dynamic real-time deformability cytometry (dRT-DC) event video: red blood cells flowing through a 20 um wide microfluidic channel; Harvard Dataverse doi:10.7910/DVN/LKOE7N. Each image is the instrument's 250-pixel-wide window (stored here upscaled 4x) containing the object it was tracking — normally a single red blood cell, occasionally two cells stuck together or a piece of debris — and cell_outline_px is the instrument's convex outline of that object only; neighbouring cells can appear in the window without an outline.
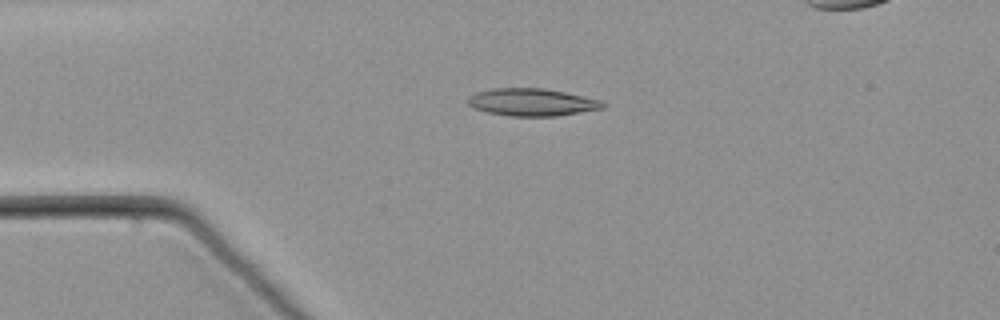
{"species": "common noctule bat (a hibernating species)", "species_latin": "Nyctalus noctula", "temperature_condition": "warm", "stored_images_in_passage": 56, "camera_frame_rate_fps": 3000, "um_per_image_px": 0.085, "animal": {"sex": "male", "body_mass_g": 21.5, "forearm_length_mm": 52.0}, "frame": {"image": 1, "passage_image": 14, "time_ms": 4.333, "image_size_px": [1000, 320], "cell_outline_px": [[604, 108], [556, 116], [508, 116], [488, 112], [472, 108], [468, 104], [468, 96], [476, 92], [492, 88], [544, 88], [564, 92], [600, 100], [604, 104]], "centroid_in_image_um": [45.16, 8.68], "position_along_channel_um": 39.8, "area_um2": 21.5}}
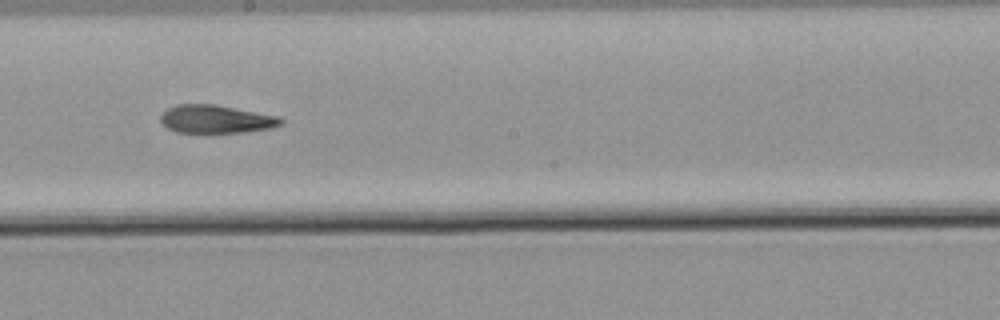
{"frame": {"image": 2, "passage_image": 33, "time_ms": 10.667, "image_size_px": [1000, 320], "cell_outline_px": [[284, 120], [280, 124], [272, 128], [240, 132], [176, 132], [168, 128], [160, 120], [160, 116], [168, 108], [176, 104], [212, 104], [280, 116]], "centroid_in_image_um": [18.36, 10.12], "position_along_channel_um": 229.8, "area_um2": 19.48}}
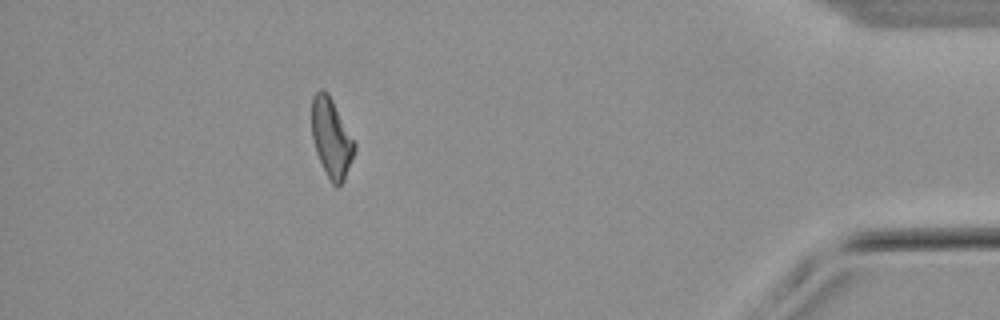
{"frame": {"image": 3, "passage_image": 53, "time_ms": 17.333, "image_size_px": [1000, 320], "cell_outline_px": [[356, 148], [344, 180], [340, 188], [336, 188], [332, 184], [316, 152], [312, 136], [312, 96], [320, 88], [328, 92], [356, 144]], "centroid_in_image_um": [28.17, 11.73], "position_along_channel_um": 407.0, "area_um2": 19.54}}